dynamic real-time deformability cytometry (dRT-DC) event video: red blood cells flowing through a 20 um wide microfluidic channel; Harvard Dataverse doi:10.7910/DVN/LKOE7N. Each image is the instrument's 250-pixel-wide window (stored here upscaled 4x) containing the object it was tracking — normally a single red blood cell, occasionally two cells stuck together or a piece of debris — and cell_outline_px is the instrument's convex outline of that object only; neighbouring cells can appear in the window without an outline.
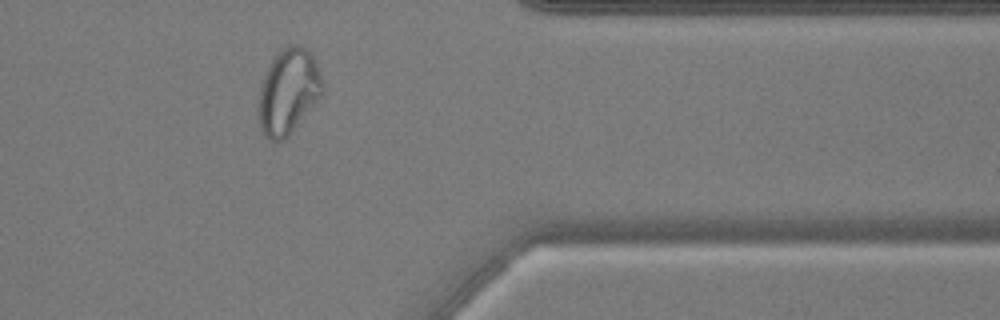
{"species": "common noctule bat (a hibernating species)", "species_latin": "Nyctalus noctula", "temperature_condition": "warm", "stored_images_in_passage": 44, "camera_frame_rate_fps": 3000, "um_per_image_px": 0.085, "animal": {"sex": "male", "body_mass_g": 17.9, "forearm_length_mm": 54.2}, "frame": {"image": 1, "passage_image": 38, "time_ms": 12.333, "image_size_px": [1000, 320], "cell_outline_px": [[324, 88], [320, 96], [292, 132], [284, 140], [268, 140], [260, 128], [260, 88], [264, 76], [272, 60], [288, 44], [296, 44], [304, 48], [312, 56], [316, 64], [324, 84]], "centroid_in_image_um": [24.52, 7.79], "position_along_channel_um": 386.9, "area_um2": 30.98}}